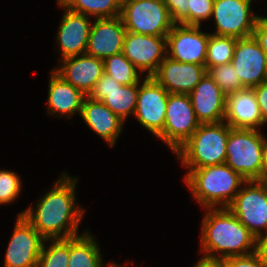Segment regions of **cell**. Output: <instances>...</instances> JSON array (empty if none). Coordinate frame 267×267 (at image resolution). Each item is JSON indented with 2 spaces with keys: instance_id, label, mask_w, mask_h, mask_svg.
Segmentation results:
<instances>
[{
  "instance_id": "cell-28",
  "label": "cell",
  "mask_w": 267,
  "mask_h": 267,
  "mask_svg": "<svg viewBox=\"0 0 267 267\" xmlns=\"http://www.w3.org/2000/svg\"><path fill=\"white\" fill-rule=\"evenodd\" d=\"M47 242L49 246L46 245ZM68 265L69 238L46 239L42 246L37 267H68Z\"/></svg>"
},
{
  "instance_id": "cell-8",
  "label": "cell",
  "mask_w": 267,
  "mask_h": 267,
  "mask_svg": "<svg viewBox=\"0 0 267 267\" xmlns=\"http://www.w3.org/2000/svg\"><path fill=\"white\" fill-rule=\"evenodd\" d=\"M242 187L227 208L257 239L267 232V189L259 180L246 181Z\"/></svg>"
},
{
  "instance_id": "cell-6",
  "label": "cell",
  "mask_w": 267,
  "mask_h": 267,
  "mask_svg": "<svg viewBox=\"0 0 267 267\" xmlns=\"http://www.w3.org/2000/svg\"><path fill=\"white\" fill-rule=\"evenodd\" d=\"M120 17L137 34L167 36L175 25L163 0H122Z\"/></svg>"
},
{
  "instance_id": "cell-13",
  "label": "cell",
  "mask_w": 267,
  "mask_h": 267,
  "mask_svg": "<svg viewBox=\"0 0 267 267\" xmlns=\"http://www.w3.org/2000/svg\"><path fill=\"white\" fill-rule=\"evenodd\" d=\"M45 239L23 215L17 216L4 256V267H37Z\"/></svg>"
},
{
  "instance_id": "cell-17",
  "label": "cell",
  "mask_w": 267,
  "mask_h": 267,
  "mask_svg": "<svg viewBox=\"0 0 267 267\" xmlns=\"http://www.w3.org/2000/svg\"><path fill=\"white\" fill-rule=\"evenodd\" d=\"M206 73L204 65L182 63L166 57L152 77L168 93L189 94Z\"/></svg>"
},
{
  "instance_id": "cell-9",
  "label": "cell",
  "mask_w": 267,
  "mask_h": 267,
  "mask_svg": "<svg viewBox=\"0 0 267 267\" xmlns=\"http://www.w3.org/2000/svg\"><path fill=\"white\" fill-rule=\"evenodd\" d=\"M252 0H214L212 15L214 35L244 38L253 35L258 15Z\"/></svg>"
},
{
  "instance_id": "cell-12",
  "label": "cell",
  "mask_w": 267,
  "mask_h": 267,
  "mask_svg": "<svg viewBox=\"0 0 267 267\" xmlns=\"http://www.w3.org/2000/svg\"><path fill=\"white\" fill-rule=\"evenodd\" d=\"M166 38L167 57L205 66L209 32L201 31V26L175 24Z\"/></svg>"
},
{
  "instance_id": "cell-1",
  "label": "cell",
  "mask_w": 267,
  "mask_h": 267,
  "mask_svg": "<svg viewBox=\"0 0 267 267\" xmlns=\"http://www.w3.org/2000/svg\"><path fill=\"white\" fill-rule=\"evenodd\" d=\"M53 187L38 199L35 208L31 205L18 216L24 218L46 239H67L79 236V223L84 209L76 202L77 177L65 171L59 175Z\"/></svg>"
},
{
  "instance_id": "cell-21",
  "label": "cell",
  "mask_w": 267,
  "mask_h": 267,
  "mask_svg": "<svg viewBox=\"0 0 267 267\" xmlns=\"http://www.w3.org/2000/svg\"><path fill=\"white\" fill-rule=\"evenodd\" d=\"M80 116L96 135L100 136L109 147H114L123 130L124 121L115 115L102 101H95L86 96L82 103Z\"/></svg>"
},
{
  "instance_id": "cell-18",
  "label": "cell",
  "mask_w": 267,
  "mask_h": 267,
  "mask_svg": "<svg viewBox=\"0 0 267 267\" xmlns=\"http://www.w3.org/2000/svg\"><path fill=\"white\" fill-rule=\"evenodd\" d=\"M193 110L201 124L220 123L225 120L227 96L206 73L189 93Z\"/></svg>"
},
{
  "instance_id": "cell-27",
  "label": "cell",
  "mask_w": 267,
  "mask_h": 267,
  "mask_svg": "<svg viewBox=\"0 0 267 267\" xmlns=\"http://www.w3.org/2000/svg\"><path fill=\"white\" fill-rule=\"evenodd\" d=\"M237 38L231 36H219L209 32L207 43L205 67L208 70L211 67L230 63Z\"/></svg>"
},
{
  "instance_id": "cell-7",
  "label": "cell",
  "mask_w": 267,
  "mask_h": 267,
  "mask_svg": "<svg viewBox=\"0 0 267 267\" xmlns=\"http://www.w3.org/2000/svg\"><path fill=\"white\" fill-rule=\"evenodd\" d=\"M197 120L189 94L169 93L163 131L156 137L170 148L173 154L197 130Z\"/></svg>"
},
{
  "instance_id": "cell-36",
  "label": "cell",
  "mask_w": 267,
  "mask_h": 267,
  "mask_svg": "<svg viewBox=\"0 0 267 267\" xmlns=\"http://www.w3.org/2000/svg\"><path fill=\"white\" fill-rule=\"evenodd\" d=\"M256 252L267 264V232L256 239Z\"/></svg>"
},
{
  "instance_id": "cell-19",
  "label": "cell",
  "mask_w": 267,
  "mask_h": 267,
  "mask_svg": "<svg viewBox=\"0 0 267 267\" xmlns=\"http://www.w3.org/2000/svg\"><path fill=\"white\" fill-rule=\"evenodd\" d=\"M126 29L121 17L95 19L92 22L86 52L105 59L123 50Z\"/></svg>"
},
{
  "instance_id": "cell-26",
  "label": "cell",
  "mask_w": 267,
  "mask_h": 267,
  "mask_svg": "<svg viewBox=\"0 0 267 267\" xmlns=\"http://www.w3.org/2000/svg\"><path fill=\"white\" fill-rule=\"evenodd\" d=\"M104 73L122 85L139 84L143 74L121 52L103 60ZM142 74V76H140Z\"/></svg>"
},
{
  "instance_id": "cell-32",
  "label": "cell",
  "mask_w": 267,
  "mask_h": 267,
  "mask_svg": "<svg viewBox=\"0 0 267 267\" xmlns=\"http://www.w3.org/2000/svg\"><path fill=\"white\" fill-rule=\"evenodd\" d=\"M224 267H267L257 252L228 257L222 260Z\"/></svg>"
},
{
  "instance_id": "cell-4",
  "label": "cell",
  "mask_w": 267,
  "mask_h": 267,
  "mask_svg": "<svg viewBox=\"0 0 267 267\" xmlns=\"http://www.w3.org/2000/svg\"><path fill=\"white\" fill-rule=\"evenodd\" d=\"M231 129L225 121L200 124L174 154L187 169L224 164Z\"/></svg>"
},
{
  "instance_id": "cell-25",
  "label": "cell",
  "mask_w": 267,
  "mask_h": 267,
  "mask_svg": "<svg viewBox=\"0 0 267 267\" xmlns=\"http://www.w3.org/2000/svg\"><path fill=\"white\" fill-rule=\"evenodd\" d=\"M70 11L94 17L116 18L121 14L122 0H57Z\"/></svg>"
},
{
  "instance_id": "cell-39",
  "label": "cell",
  "mask_w": 267,
  "mask_h": 267,
  "mask_svg": "<svg viewBox=\"0 0 267 267\" xmlns=\"http://www.w3.org/2000/svg\"><path fill=\"white\" fill-rule=\"evenodd\" d=\"M267 189V172L259 180Z\"/></svg>"
},
{
  "instance_id": "cell-35",
  "label": "cell",
  "mask_w": 267,
  "mask_h": 267,
  "mask_svg": "<svg viewBox=\"0 0 267 267\" xmlns=\"http://www.w3.org/2000/svg\"><path fill=\"white\" fill-rule=\"evenodd\" d=\"M260 108L263 126L267 123V81L253 87Z\"/></svg>"
},
{
  "instance_id": "cell-11",
  "label": "cell",
  "mask_w": 267,
  "mask_h": 267,
  "mask_svg": "<svg viewBox=\"0 0 267 267\" xmlns=\"http://www.w3.org/2000/svg\"><path fill=\"white\" fill-rule=\"evenodd\" d=\"M166 37L126 31L122 53L141 73L152 76L167 57Z\"/></svg>"
},
{
  "instance_id": "cell-10",
  "label": "cell",
  "mask_w": 267,
  "mask_h": 267,
  "mask_svg": "<svg viewBox=\"0 0 267 267\" xmlns=\"http://www.w3.org/2000/svg\"><path fill=\"white\" fill-rule=\"evenodd\" d=\"M142 81L133 116L157 137L164 129L169 93L152 76H146Z\"/></svg>"
},
{
  "instance_id": "cell-40",
  "label": "cell",
  "mask_w": 267,
  "mask_h": 267,
  "mask_svg": "<svg viewBox=\"0 0 267 267\" xmlns=\"http://www.w3.org/2000/svg\"><path fill=\"white\" fill-rule=\"evenodd\" d=\"M126 267V266H120V264L118 265V264H116V263H113V262H111V263H107L106 265H104V267Z\"/></svg>"
},
{
  "instance_id": "cell-37",
  "label": "cell",
  "mask_w": 267,
  "mask_h": 267,
  "mask_svg": "<svg viewBox=\"0 0 267 267\" xmlns=\"http://www.w3.org/2000/svg\"><path fill=\"white\" fill-rule=\"evenodd\" d=\"M193 267H224L222 260L201 257Z\"/></svg>"
},
{
  "instance_id": "cell-15",
  "label": "cell",
  "mask_w": 267,
  "mask_h": 267,
  "mask_svg": "<svg viewBox=\"0 0 267 267\" xmlns=\"http://www.w3.org/2000/svg\"><path fill=\"white\" fill-rule=\"evenodd\" d=\"M138 91L139 84L122 85L110 75L103 73L88 97L102 101L115 115L126 122L127 117L135 113Z\"/></svg>"
},
{
  "instance_id": "cell-16",
  "label": "cell",
  "mask_w": 267,
  "mask_h": 267,
  "mask_svg": "<svg viewBox=\"0 0 267 267\" xmlns=\"http://www.w3.org/2000/svg\"><path fill=\"white\" fill-rule=\"evenodd\" d=\"M57 5L64 9L56 35L57 50L61 55L60 60L84 54L92 25L89 19L91 17L70 11L58 1Z\"/></svg>"
},
{
  "instance_id": "cell-23",
  "label": "cell",
  "mask_w": 267,
  "mask_h": 267,
  "mask_svg": "<svg viewBox=\"0 0 267 267\" xmlns=\"http://www.w3.org/2000/svg\"><path fill=\"white\" fill-rule=\"evenodd\" d=\"M48 85L47 112L52 117L71 119L75 113L80 115L82 103L86 97L80 90L65 81L53 69Z\"/></svg>"
},
{
  "instance_id": "cell-34",
  "label": "cell",
  "mask_w": 267,
  "mask_h": 267,
  "mask_svg": "<svg viewBox=\"0 0 267 267\" xmlns=\"http://www.w3.org/2000/svg\"><path fill=\"white\" fill-rule=\"evenodd\" d=\"M253 36L261 46V49L267 55V17L259 16L256 21Z\"/></svg>"
},
{
  "instance_id": "cell-5",
  "label": "cell",
  "mask_w": 267,
  "mask_h": 267,
  "mask_svg": "<svg viewBox=\"0 0 267 267\" xmlns=\"http://www.w3.org/2000/svg\"><path fill=\"white\" fill-rule=\"evenodd\" d=\"M266 136L256 129L232 128L225 164L247 181L262 177V147Z\"/></svg>"
},
{
  "instance_id": "cell-2",
  "label": "cell",
  "mask_w": 267,
  "mask_h": 267,
  "mask_svg": "<svg viewBox=\"0 0 267 267\" xmlns=\"http://www.w3.org/2000/svg\"><path fill=\"white\" fill-rule=\"evenodd\" d=\"M204 210L200 234L204 258L223 260L256 251V238L227 207Z\"/></svg>"
},
{
  "instance_id": "cell-24",
  "label": "cell",
  "mask_w": 267,
  "mask_h": 267,
  "mask_svg": "<svg viewBox=\"0 0 267 267\" xmlns=\"http://www.w3.org/2000/svg\"><path fill=\"white\" fill-rule=\"evenodd\" d=\"M101 249L88 230L69 238L68 267H104Z\"/></svg>"
},
{
  "instance_id": "cell-14",
  "label": "cell",
  "mask_w": 267,
  "mask_h": 267,
  "mask_svg": "<svg viewBox=\"0 0 267 267\" xmlns=\"http://www.w3.org/2000/svg\"><path fill=\"white\" fill-rule=\"evenodd\" d=\"M231 64L245 88L267 81V55L253 35L237 38Z\"/></svg>"
},
{
  "instance_id": "cell-31",
  "label": "cell",
  "mask_w": 267,
  "mask_h": 267,
  "mask_svg": "<svg viewBox=\"0 0 267 267\" xmlns=\"http://www.w3.org/2000/svg\"><path fill=\"white\" fill-rule=\"evenodd\" d=\"M214 0H188V25L202 26L201 21L211 18Z\"/></svg>"
},
{
  "instance_id": "cell-22",
  "label": "cell",
  "mask_w": 267,
  "mask_h": 267,
  "mask_svg": "<svg viewBox=\"0 0 267 267\" xmlns=\"http://www.w3.org/2000/svg\"><path fill=\"white\" fill-rule=\"evenodd\" d=\"M224 121L231 128L259 130L263 126L253 88H245L227 95Z\"/></svg>"
},
{
  "instance_id": "cell-38",
  "label": "cell",
  "mask_w": 267,
  "mask_h": 267,
  "mask_svg": "<svg viewBox=\"0 0 267 267\" xmlns=\"http://www.w3.org/2000/svg\"><path fill=\"white\" fill-rule=\"evenodd\" d=\"M267 172V137L262 147V176Z\"/></svg>"
},
{
  "instance_id": "cell-29",
  "label": "cell",
  "mask_w": 267,
  "mask_h": 267,
  "mask_svg": "<svg viewBox=\"0 0 267 267\" xmlns=\"http://www.w3.org/2000/svg\"><path fill=\"white\" fill-rule=\"evenodd\" d=\"M235 70L230 62L211 67L207 70V73L227 96L228 94L245 89Z\"/></svg>"
},
{
  "instance_id": "cell-33",
  "label": "cell",
  "mask_w": 267,
  "mask_h": 267,
  "mask_svg": "<svg viewBox=\"0 0 267 267\" xmlns=\"http://www.w3.org/2000/svg\"><path fill=\"white\" fill-rule=\"evenodd\" d=\"M175 24L188 25V0H163Z\"/></svg>"
},
{
  "instance_id": "cell-3",
  "label": "cell",
  "mask_w": 267,
  "mask_h": 267,
  "mask_svg": "<svg viewBox=\"0 0 267 267\" xmlns=\"http://www.w3.org/2000/svg\"><path fill=\"white\" fill-rule=\"evenodd\" d=\"M184 182L203 208L228 207L247 181L225 163L187 169Z\"/></svg>"
},
{
  "instance_id": "cell-30",
  "label": "cell",
  "mask_w": 267,
  "mask_h": 267,
  "mask_svg": "<svg viewBox=\"0 0 267 267\" xmlns=\"http://www.w3.org/2000/svg\"><path fill=\"white\" fill-rule=\"evenodd\" d=\"M22 182L15 171L0 170V205H8L18 199Z\"/></svg>"
},
{
  "instance_id": "cell-20",
  "label": "cell",
  "mask_w": 267,
  "mask_h": 267,
  "mask_svg": "<svg viewBox=\"0 0 267 267\" xmlns=\"http://www.w3.org/2000/svg\"><path fill=\"white\" fill-rule=\"evenodd\" d=\"M58 67L53 69L65 81L88 96L96 82L103 76L104 62L87 53L64 58Z\"/></svg>"
}]
</instances>
